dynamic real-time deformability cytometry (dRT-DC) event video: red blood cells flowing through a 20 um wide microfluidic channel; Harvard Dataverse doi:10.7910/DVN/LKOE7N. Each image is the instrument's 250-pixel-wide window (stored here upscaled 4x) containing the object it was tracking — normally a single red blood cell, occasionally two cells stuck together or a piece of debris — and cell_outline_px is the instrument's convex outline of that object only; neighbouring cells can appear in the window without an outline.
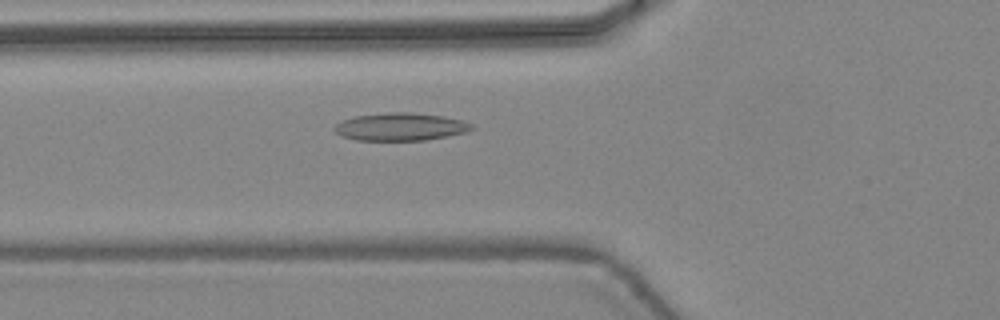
{"species": "common noctule bat (a hibernating species)", "species_latin": "Nyctalus noctula", "temperature_condition": "warm", "stored_images_in_passage": 36, "camera_frame_rate_fps": 3000, "um_per_image_px": 0.085, "animal": {"sex": "female", "body_mass_g": 24.6, "forearm_length_mm": 56.2}, "frame": {"image": 1, "passage_image": 7, "time_ms": 2.0, "image_size_px": [1000, 320], "cell_outline_px": [[476, 128], [468, 132], [448, 136], [424, 140], [356, 140], [340, 136], [332, 128], [336, 124], [344, 120], [356, 116], [388, 112], [408, 112], [444, 116], [460, 120], [472, 124]], "centroid_in_image_um": [34.06, 10.78], "position_along_channel_um": 91.7, "area_um2": 22.2}}
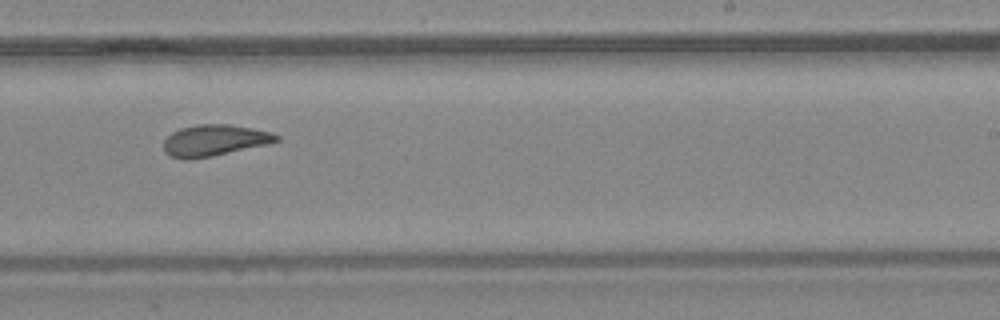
{"frame": {"image": 2, "passage_image": 19, "time_ms": 6.0, "image_size_px": [1000, 320], "cell_outline_px": [[280, 140], [268, 144], [212, 156], [192, 160], [184, 160], [172, 156], [164, 152], [164, 140], [172, 132], [180, 128], [196, 124], [228, 124], [252, 128], [272, 132], [280, 136]], "centroid_in_image_um": [18.22, 11.93], "position_along_channel_um": 270.8, "area_um2": 20.69}}
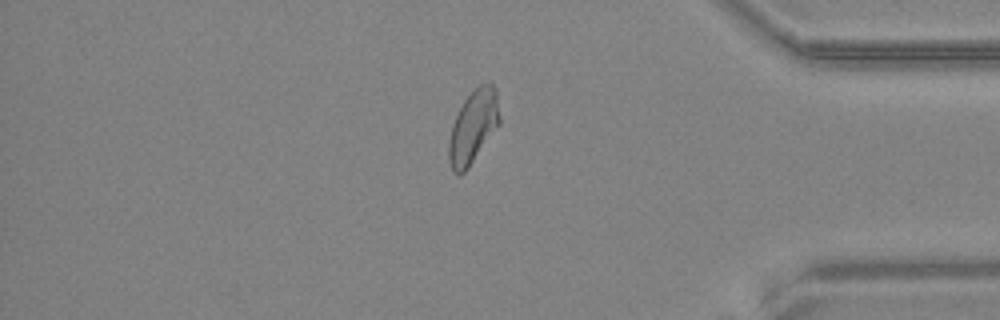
{"frame": {"image": 3, "passage_image": 29, "time_ms": 9.333, "image_size_px": [1000, 320], "cell_outline_px": [[500, 124], [468, 168], [460, 176], [452, 172], [448, 160], [448, 144], [452, 124], [464, 100], [480, 84], [492, 84], [496, 88], [500, 116]], "centroid_in_image_um": [40.22, 10.82], "position_along_channel_um": 395.0, "area_um2": 21.62}, "authors_computed_cell_mechanics": {"area_um2": 21.2415, "velocity_mm_per_s": 4.4637, "shape_relaxation_time_tau1_ms": null, "shape_relaxation_time_tau2_ms": 1.9955, "deformation_change_tau1": null, "deformation_change_tau2": 0.085}}